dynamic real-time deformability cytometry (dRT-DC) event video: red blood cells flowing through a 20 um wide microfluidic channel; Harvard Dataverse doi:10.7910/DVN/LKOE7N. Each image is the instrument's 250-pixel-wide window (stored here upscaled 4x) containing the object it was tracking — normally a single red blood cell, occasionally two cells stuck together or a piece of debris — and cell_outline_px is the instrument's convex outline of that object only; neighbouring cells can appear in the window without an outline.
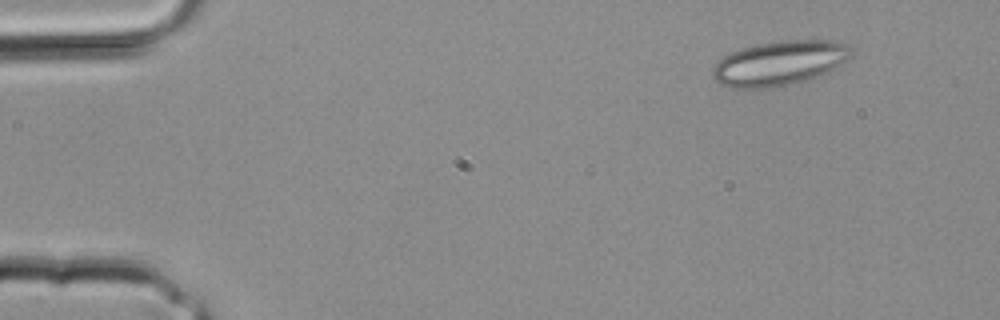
{"species": "common noctule bat (a hibernating species)", "species_latin": "Nyctalus noctula", "temperature_condition": "room temperature", "stored_images_in_passage": 3, "camera_frame_rate_fps": 3000, "um_per_image_px": 0.085, "animal": {"sex": "male", "body_mass_g": 20.4}, "frame": {"image": 1, "passage_image": 1, "time_ms": 0.0, "image_size_px": [1000, 320], "cell_outline_px": [[852, 56], [812, 80], [768, 88], [728, 88], [712, 80], [712, 68], [724, 56], [732, 52], [744, 48], [760, 44], [788, 40], [840, 40], [848, 44], [852, 48]], "centroid_in_image_um": [66.26, 5.38], "position_along_channel_um": 18.7, "area_um2": 36.07}}